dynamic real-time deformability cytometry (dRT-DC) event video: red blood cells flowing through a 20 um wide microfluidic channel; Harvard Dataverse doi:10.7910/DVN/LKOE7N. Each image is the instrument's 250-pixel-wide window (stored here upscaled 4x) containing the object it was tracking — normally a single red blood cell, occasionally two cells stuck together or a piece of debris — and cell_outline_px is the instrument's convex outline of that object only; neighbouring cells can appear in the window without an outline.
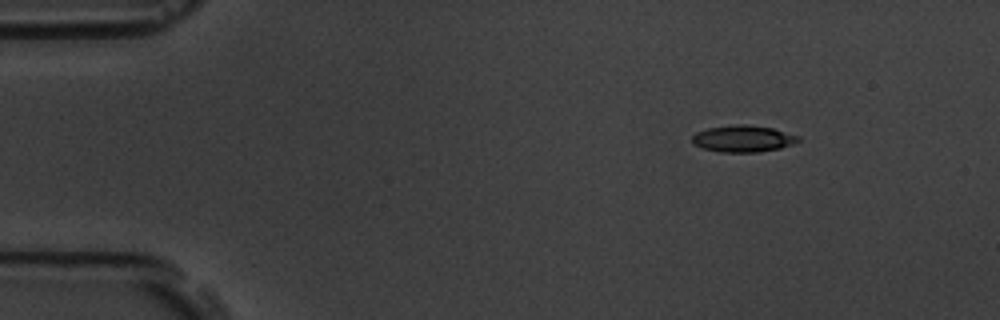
{"species": "common noctule bat (a hibernating species)", "species_latin": "Nyctalus noctula", "temperature_condition": "room temperature", "stored_images_in_passage": 6, "camera_frame_rate_fps": 3000, "um_per_image_px": 0.085, "animal": {"sex": "male", "body_mass_g": 19.5, "forearm_length_mm": 54.6}, "frame": {"image": 1, "passage_image": 2, "time_ms": 1.333, "image_size_px": [1000, 320], "cell_outline_px": [[800, 140], [792, 144], [780, 148], [756, 152], [720, 152], [700, 148], [692, 144], [692, 136], [696, 132], [708, 128], [736, 124], [744, 124], [772, 128], [800, 136]], "centroid_in_image_um": [63.12, 11.79], "position_along_channel_um": 21.9, "area_um2": 16.53}}
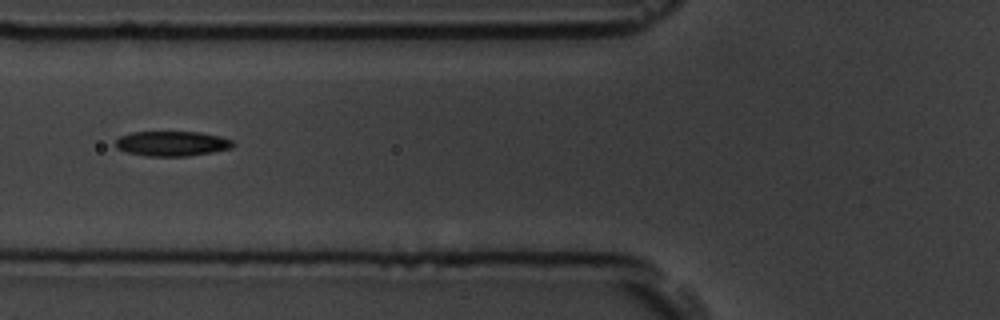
{"frame": {"image": 2, "passage_image": 6, "time_ms": 6.0, "image_size_px": [1000, 320], "cell_outline_px": [[236, 144], [232, 148], [212, 152], [188, 156], [148, 156], [128, 152], [116, 148], [116, 140], [120, 136], [132, 132], [200, 132], [220, 136], [232, 140]], "centroid_in_image_um": [14.65, 12.2], "position_along_channel_um": 111.1, "area_um2": 17.05}}